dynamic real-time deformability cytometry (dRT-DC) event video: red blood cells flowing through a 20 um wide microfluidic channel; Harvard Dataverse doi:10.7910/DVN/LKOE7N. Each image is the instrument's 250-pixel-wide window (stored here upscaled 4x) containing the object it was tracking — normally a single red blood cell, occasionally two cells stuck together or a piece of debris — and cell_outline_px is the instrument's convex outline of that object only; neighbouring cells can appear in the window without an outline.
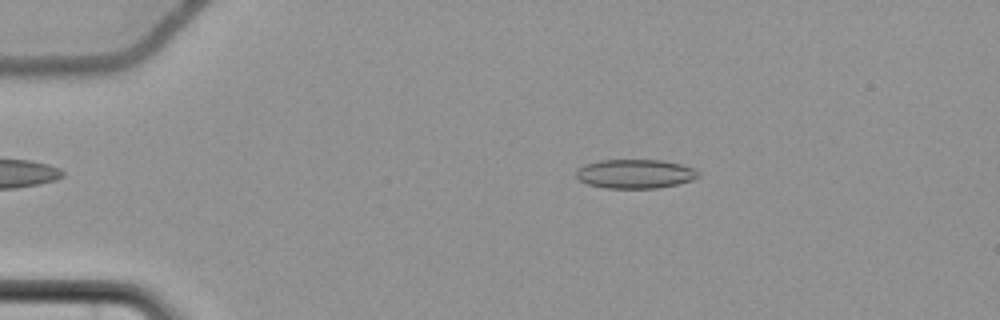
{"species": "common noctule bat (a hibernating species)", "species_latin": "Nyctalus noctula", "temperature_condition": "cold", "stored_images_in_passage": 56, "camera_frame_rate_fps": 3000, "um_per_image_px": 0.085, "animal": {"sex": "female", "body_mass_g": 22.7, "forearm_length_mm": 54.2}, "frame": {"image": 1, "passage_image": 11, "time_ms": 3.333, "image_size_px": [1000, 320], "cell_outline_px": [[700, 176], [692, 180], [660, 188], [604, 188], [588, 184], [580, 180], [576, 176], [576, 172], [584, 164], [600, 160], [660, 160], [680, 164], [692, 168], [700, 172]], "centroid_in_image_um": [53.99, 14.78], "position_along_channel_um": 31.0, "area_um2": 20.63}}
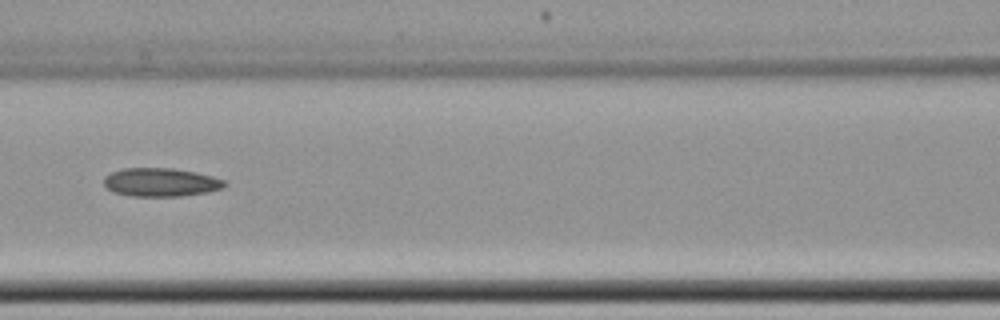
{"frame": {"image": 2, "passage_image": 26, "time_ms": 8.333, "image_size_px": [1000, 320], "cell_outline_px": [[228, 184], [224, 188], [208, 192], [180, 196], [132, 196], [112, 192], [104, 184], [104, 176], [112, 172], [124, 168], [172, 168], [196, 172], [212, 176], [224, 180]], "centroid_in_image_um": [13.69, 15.49], "position_along_channel_um": 152.9, "area_um2": 20.11}}
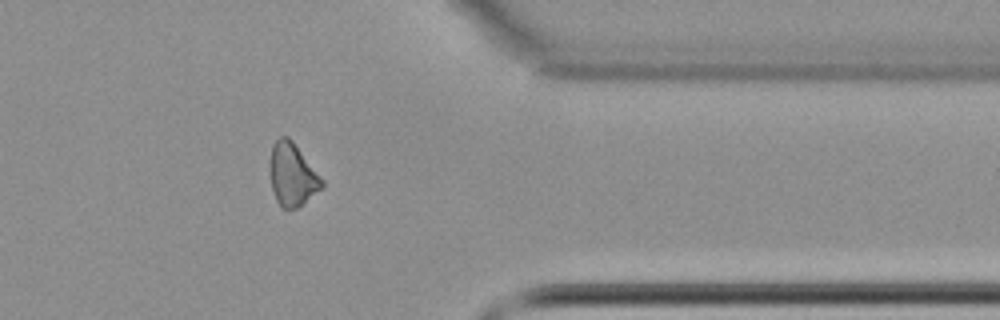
{"frame": {"image": 3, "passage_image": 46, "time_ms": 15.0, "image_size_px": [1000, 320], "cell_outline_px": [[324, 188], [296, 208], [280, 208], [276, 200], [272, 188], [268, 168], [268, 164], [272, 144], [280, 136], [288, 136], [292, 140], [324, 180]], "centroid_in_image_um": [24.83, 14.83], "position_along_channel_um": 386.6, "area_um2": 19.36}}